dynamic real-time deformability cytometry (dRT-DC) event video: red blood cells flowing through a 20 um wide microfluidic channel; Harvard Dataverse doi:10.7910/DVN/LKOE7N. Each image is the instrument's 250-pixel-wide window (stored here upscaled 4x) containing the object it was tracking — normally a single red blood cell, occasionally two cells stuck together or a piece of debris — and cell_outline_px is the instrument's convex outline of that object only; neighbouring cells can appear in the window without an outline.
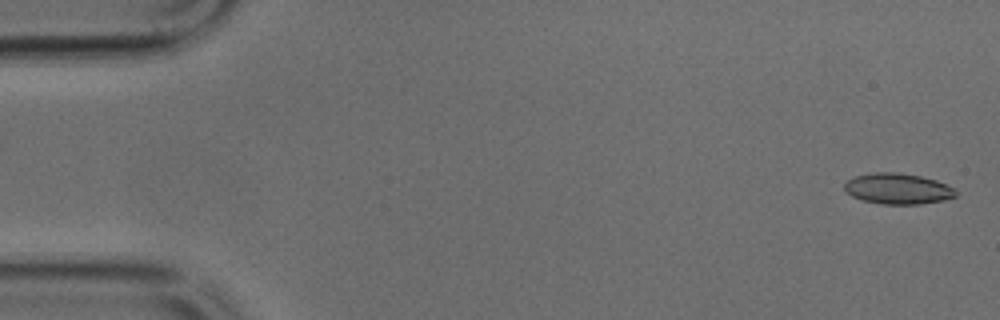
{"species": "common noctule bat (a hibernating species)", "species_latin": "Nyctalus noctula", "temperature_condition": "cold", "stored_images_in_passage": 45, "camera_frame_rate_fps": 3000, "um_per_image_px": 0.085, "animal": {"sex": "male", "body_mass_g": 17.9, "forearm_length_mm": 54.2}, "frame": {"image": 1, "passage_image": 2, "time_ms": 0.333, "image_size_px": [1000, 320], "cell_outline_px": [[956, 196], [944, 200], [920, 204], [880, 204], [860, 200], [852, 196], [844, 188], [844, 184], [848, 180], [856, 176], [876, 172], [896, 172], [920, 176], [936, 180], [956, 188]], "centroid_in_image_um": [76.33, 16.05], "position_along_channel_um": 8.7, "area_um2": 20.0}}
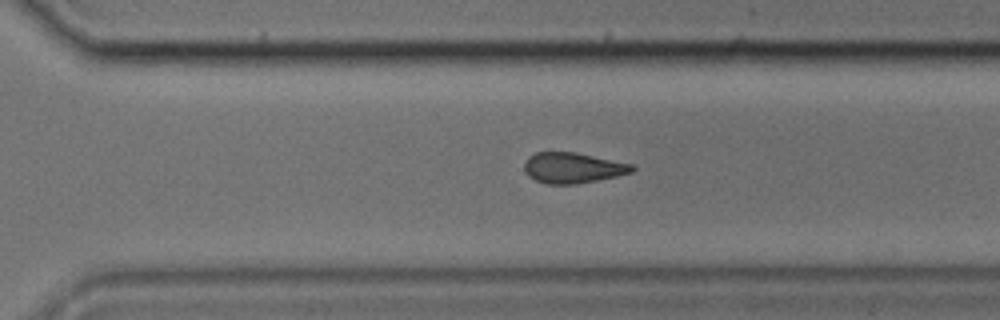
{"frame": {"image": 2, "passage_image": 34, "time_ms": 11.0, "image_size_px": [1000, 320], "cell_outline_px": [[636, 168], [632, 172], [616, 176], [576, 184], [548, 184], [536, 180], [528, 176], [524, 168], [524, 164], [528, 156], [536, 152], [576, 152], [632, 164]], "centroid_in_image_um": [48.67, 14.26], "position_along_channel_um": 321.9, "area_um2": 19.13}}
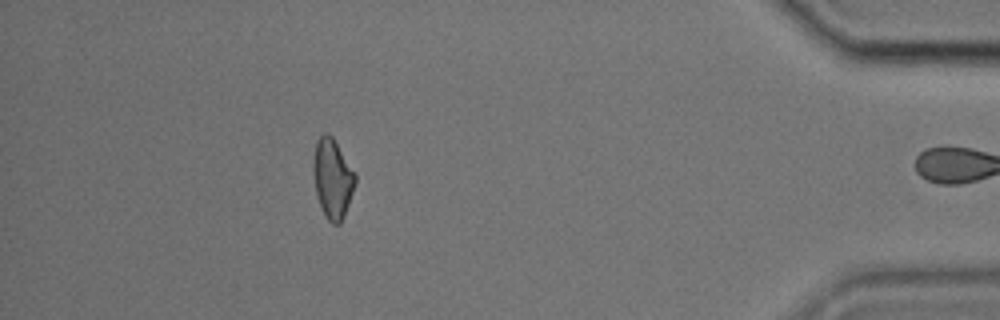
{"frame": {"image": 3, "passage_image": 44, "time_ms": 14.333, "image_size_px": [1000, 320], "cell_outline_px": [[356, 180], [344, 216], [340, 224], [332, 224], [324, 216], [316, 196], [312, 168], [312, 164], [316, 140], [324, 132], [328, 132], [332, 136], [356, 172]], "centroid_in_image_um": [28.24, 15.15], "position_along_channel_um": 407.0, "area_um2": 19.71}}